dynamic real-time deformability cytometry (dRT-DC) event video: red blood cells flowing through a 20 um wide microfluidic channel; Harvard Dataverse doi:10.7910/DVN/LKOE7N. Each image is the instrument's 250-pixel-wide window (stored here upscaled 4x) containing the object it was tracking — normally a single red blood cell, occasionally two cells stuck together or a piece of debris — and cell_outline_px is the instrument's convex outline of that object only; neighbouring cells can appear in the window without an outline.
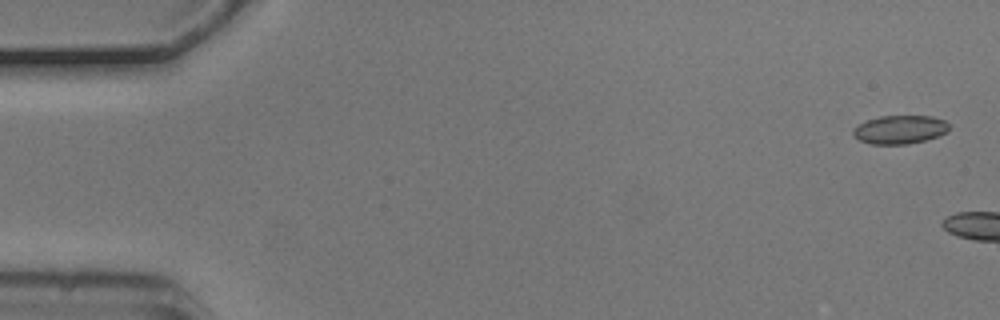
{"species": "common noctule bat (a hibernating species)", "species_latin": "Nyctalus noctula", "temperature_condition": "cold", "stored_images_in_passage": 5, "camera_frame_rate_fps": 3000, "um_per_image_px": 0.085, "animal": {"sex": "male", "body_mass_g": 20.5, "forearm_length_mm": 52.5}, "frame": {"image": 1, "passage_image": 1, "time_ms": 0.0, "image_size_px": [1000, 320], "cell_outline_px": [[948, 132], [940, 136], [908, 144], [872, 144], [860, 140], [852, 136], [852, 132], [860, 124], [868, 120], [880, 116], [932, 116], [944, 120], [948, 124]], "centroid_in_image_um": [76.51, 11.02], "position_along_channel_um": 8.5, "area_um2": 15.84}}
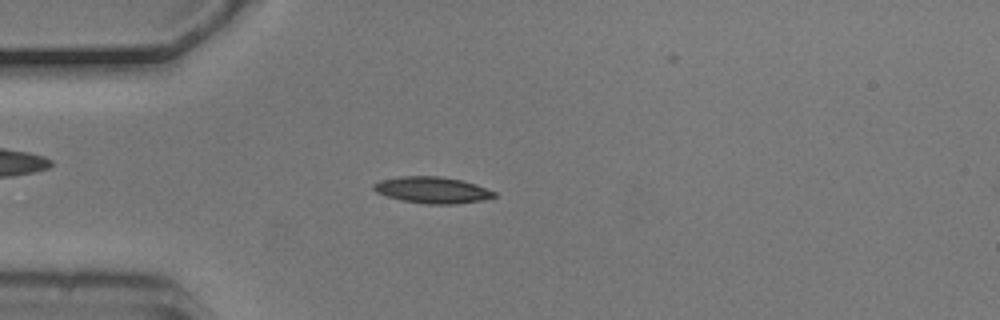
{"frame": {"image": 2, "passage_image": 5, "time_ms": 1.333, "image_size_px": [1000, 320], "cell_outline_px": [[496, 196], [484, 200], [456, 204], [428, 204], [400, 200], [376, 192], [372, 188], [372, 184], [380, 180], [400, 176], [436, 176], [460, 180], [476, 184], [496, 192]], "centroid_in_image_um": [36.74, 16.15], "position_along_channel_um": 48.3, "area_um2": 18.55}}